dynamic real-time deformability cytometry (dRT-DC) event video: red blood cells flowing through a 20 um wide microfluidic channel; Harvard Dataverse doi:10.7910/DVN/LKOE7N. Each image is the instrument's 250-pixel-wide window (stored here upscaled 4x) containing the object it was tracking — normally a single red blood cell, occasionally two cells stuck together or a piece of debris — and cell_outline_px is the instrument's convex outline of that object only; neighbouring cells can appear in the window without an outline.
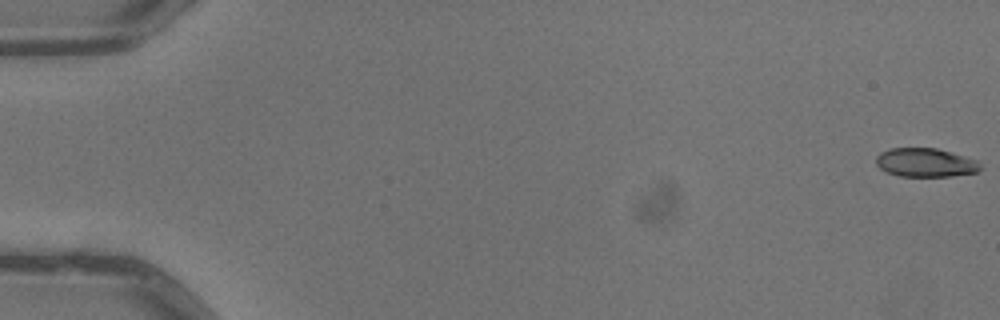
{"species": "common noctule bat (a hibernating species)", "species_latin": "Nyctalus noctula", "temperature_condition": "warm", "stored_images_in_passage": 6, "camera_frame_rate_fps": 3000, "um_per_image_px": 0.085, "animal": {"sex": "male", "body_mass_g": 13.3}, "frame": {"image": 1, "passage_image": 1, "time_ms": 0.0, "image_size_px": [1000, 320], "cell_outline_px": [[980, 168], [976, 172], [952, 176], [900, 176], [888, 172], [880, 168], [876, 164], [876, 156], [880, 152], [892, 148], [936, 148], [976, 160], [980, 164]], "centroid_in_image_um": [78.63, 13.82], "position_along_channel_um": 6.4, "area_um2": 17.22}}
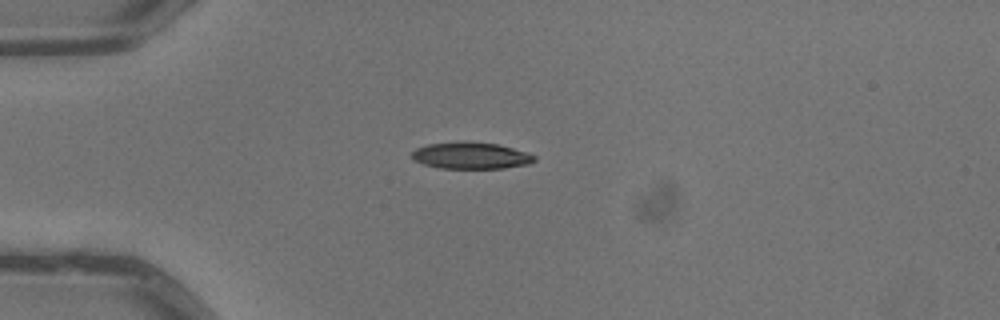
{"frame": {"image": 2, "passage_image": 5, "time_ms": 1.333, "image_size_px": [1000, 320], "cell_outline_px": [[536, 160], [528, 164], [504, 168], [440, 168], [424, 164], [412, 160], [412, 152], [416, 148], [428, 144], [500, 144], [528, 152], [536, 156]], "centroid_in_image_um": [40.07, 13.27], "position_along_channel_um": 44.9, "area_um2": 18.32}}